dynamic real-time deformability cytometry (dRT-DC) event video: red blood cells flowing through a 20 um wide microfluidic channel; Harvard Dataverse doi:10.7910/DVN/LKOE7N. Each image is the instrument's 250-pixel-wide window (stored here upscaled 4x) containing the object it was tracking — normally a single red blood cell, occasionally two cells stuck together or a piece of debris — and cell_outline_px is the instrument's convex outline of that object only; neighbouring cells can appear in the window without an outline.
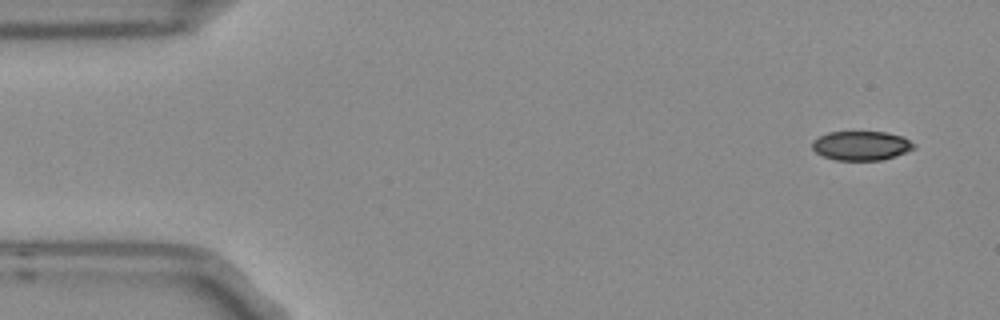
{"species": "Egyptian fruit bat (a non-hibernating species)", "species_latin": "Rousettus aegyptiacus", "temperature_condition": "room temperature", "stored_images_in_passage": 5, "segment_of_instrument_passage": [1, 2], "camera_frame_rate_fps": 3000, "um_per_image_px": 0.085, "frame": {"image": 1, "passage_image": 1, "time_ms": 0.0, "image_size_px": [1000, 320], "cell_outline_px": [[916, 148], [896, 156], [884, 160], [836, 160], [824, 156], [816, 152], [812, 148], [812, 140], [828, 132], [884, 132], [900, 136], [916, 144]], "centroid_in_image_um": [73.21, 12.39], "position_along_channel_um": 11.8, "area_um2": 17.28}}
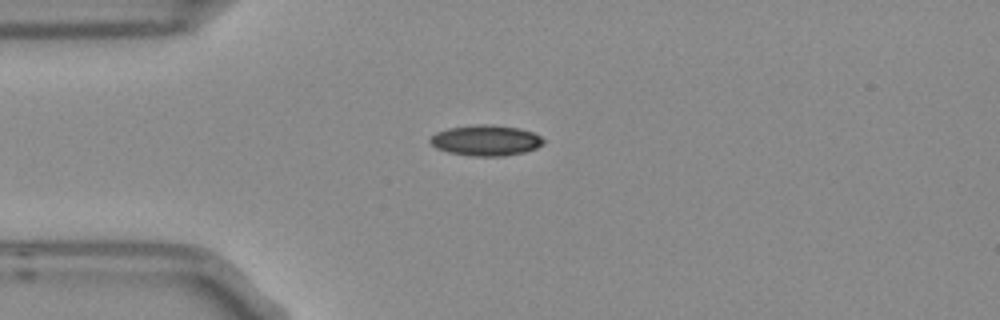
{"frame": {"image": 2, "passage_image": 4, "time_ms": 1.0, "image_size_px": [1000, 320], "cell_outline_px": [[544, 144], [536, 148], [524, 152], [504, 156], [476, 156], [448, 152], [436, 148], [428, 140], [436, 132], [448, 128], [476, 124], [488, 124], [520, 128], [532, 132], [540, 136], [544, 140]], "centroid_in_image_um": [41.3, 11.93], "position_along_channel_um": 43.7, "area_um2": 20.23}}